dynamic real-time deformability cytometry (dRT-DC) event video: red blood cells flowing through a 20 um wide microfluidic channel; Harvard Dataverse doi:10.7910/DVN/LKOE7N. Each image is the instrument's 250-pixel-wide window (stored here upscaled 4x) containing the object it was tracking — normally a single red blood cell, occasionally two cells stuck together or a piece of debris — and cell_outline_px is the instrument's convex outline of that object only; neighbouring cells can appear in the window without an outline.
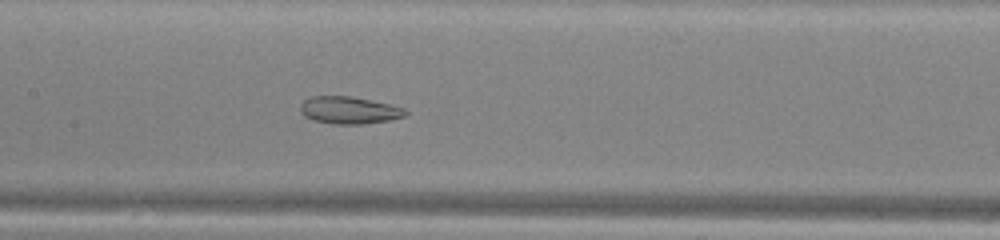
{"species": "common noctule bat (a hibernating species)", "species_latin": "Nyctalus noctula", "temperature_condition": "warm", "stored_images_in_passage": 46, "camera_frame_rate_fps": 3000, "um_per_image_px": 0.085, "animal": {"sex": "male", "body_mass_g": 13.0, "forearm_length_mm": 53.1}, "frame": {"image": 1, "passage_image": 20, "time_ms": 6.333, "image_size_px": [1000, 240], "cell_outline_px": [[408, 112], [404, 116], [388, 120], [360, 124], [332, 124], [312, 120], [304, 116], [300, 112], [300, 104], [308, 96], [352, 96], [388, 104], [404, 108]], "centroid_in_image_um": [29.61, 9.36], "position_along_channel_um": 177.8, "area_um2": 16.7}}
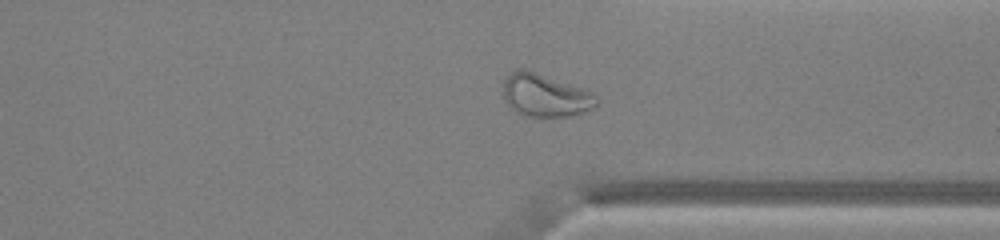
{"frame": {"image": 2, "passage_image": 34, "time_ms": 11.0, "image_size_px": [1000, 240], "cell_outline_px": [[600, 104], [584, 112], [568, 116], [528, 116], [516, 112], [504, 100], [504, 80], [512, 72], [520, 68], [524, 68], [588, 88], [596, 92], [600, 100]], "centroid_in_image_um": [46.45, 8.08], "position_along_channel_um": 365.0, "area_um2": 23.81}}
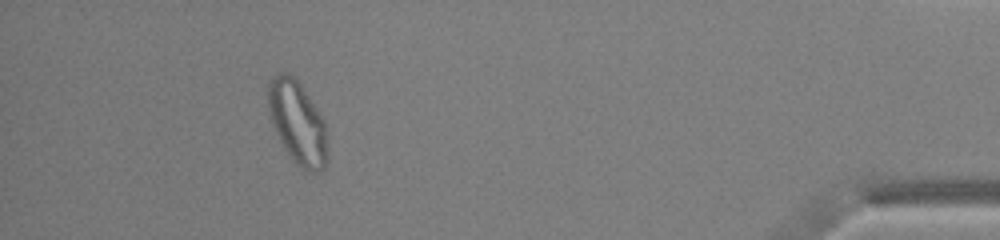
{"frame": {"image": 3, "passage_image": 42, "time_ms": 13.667, "image_size_px": [1000, 240], "cell_outline_px": [[328, 160], [324, 168], [316, 172], [304, 172], [292, 160], [284, 148], [272, 124], [268, 108], [268, 80], [272, 76], [280, 72], [288, 72], [300, 84], [324, 120], [328, 144]], "centroid_in_image_um": [25.29, 10.45], "position_along_channel_um": 409.9, "area_um2": 28.96}, "authors_computed_cell_mechanics": {"area_um2": 24.2471, "velocity_mm_per_s": 4.0195, "shape_relaxation_time_tau1_ms": null, "shape_relaxation_time_tau2_ms": 1.7867, "deformation_change_tau1": null, "deformation_change_tau2": 0.0764}}